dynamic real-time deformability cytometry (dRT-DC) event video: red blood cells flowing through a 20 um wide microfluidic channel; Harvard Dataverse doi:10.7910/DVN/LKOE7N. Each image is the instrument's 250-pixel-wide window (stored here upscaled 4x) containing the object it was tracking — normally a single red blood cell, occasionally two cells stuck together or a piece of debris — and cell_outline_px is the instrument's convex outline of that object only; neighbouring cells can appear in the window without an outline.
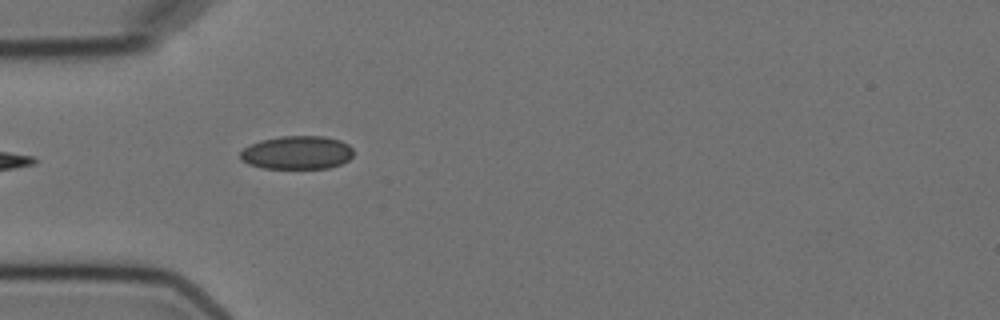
{"species": "Egyptian fruit bat (a non-hibernating species)", "species_latin": "Rousettus aegyptiacus", "temperature_condition": "cold", "stored_images_in_passage": 5, "camera_frame_rate_fps": 3000, "um_per_image_px": 0.085, "animal": {"sex": "female"}, "frame": {"image": 1, "passage_image": 4, "time_ms": 3.333, "image_size_px": [1000, 320], "cell_outline_px": [[352, 156], [348, 160], [340, 164], [328, 168], [260, 168], [248, 164], [240, 160], [240, 152], [244, 148], [260, 140], [280, 136], [324, 136], [340, 140], [348, 144], [352, 148]], "centroid_in_image_um": [25.23, 12.97], "position_along_channel_um": 59.8, "area_um2": 22.08}}
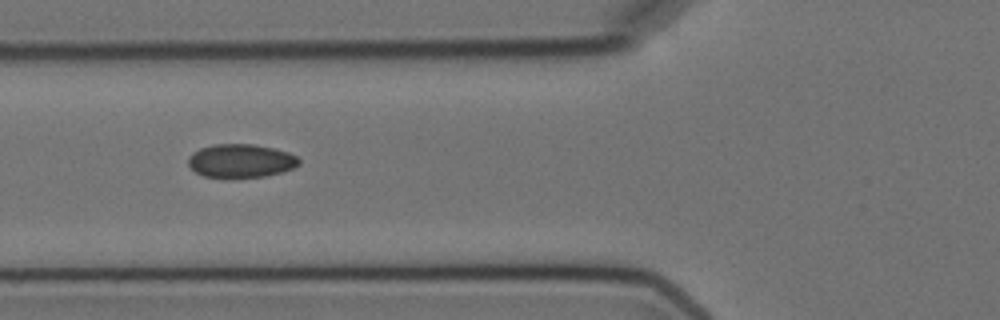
{"frame": {"image": 2, "passage_image": 5, "time_ms": 4.667, "image_size_px": [1000, 320], "cell_outline_px": [[300, 164], [292, 168], [280, 172], [264, 176], [204, 176], [196, 172], [188, 164], [188, 156], [192, 152], [200, 148], [216, 144], [252, 144], [272, 148], [288, 152], [296, 156], [300, 160]], "centroid_in_image_um": [20.46, 13.64], "position_along_channel_um": 105.3, "area_um2": 21.15}}